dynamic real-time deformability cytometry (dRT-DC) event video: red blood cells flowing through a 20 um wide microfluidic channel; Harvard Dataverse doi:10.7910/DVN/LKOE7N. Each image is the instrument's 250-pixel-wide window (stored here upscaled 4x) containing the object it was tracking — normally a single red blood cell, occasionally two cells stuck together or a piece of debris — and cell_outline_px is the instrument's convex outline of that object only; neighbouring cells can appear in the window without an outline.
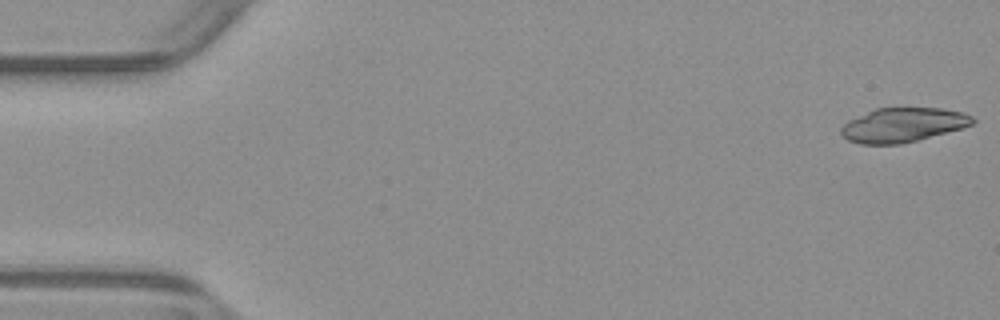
{"species": "common noctule bat (a hibernating species)", "species_latin": "Nyctalus noctula", "temperature_condition": "warm", "stored_images_in_passage": 11, "camera_frame_rate_fps": 3000, "um_per_image_px": 0.085, "animal": {"sex": "male", "body_mass_g": 23.1, "forearm_length_mm": 52.7}, "frame": {"image": 1, "passage_image": 1, "time_ms": 0.0, "image_size_px": [1000, 320], "cell_outline_px": [[976, 120], [972, 124], [964, 128], [900, 144], [860, 144], [848, 140], [840, 132], [840, 128], [848, 120], [876, 108], [940, 108], [964, 112], [972, 116]], "centroid_in_image_um": [76.76, 10.62], "position_along_channel_um": 8.2, "area_um2": 26.24}}